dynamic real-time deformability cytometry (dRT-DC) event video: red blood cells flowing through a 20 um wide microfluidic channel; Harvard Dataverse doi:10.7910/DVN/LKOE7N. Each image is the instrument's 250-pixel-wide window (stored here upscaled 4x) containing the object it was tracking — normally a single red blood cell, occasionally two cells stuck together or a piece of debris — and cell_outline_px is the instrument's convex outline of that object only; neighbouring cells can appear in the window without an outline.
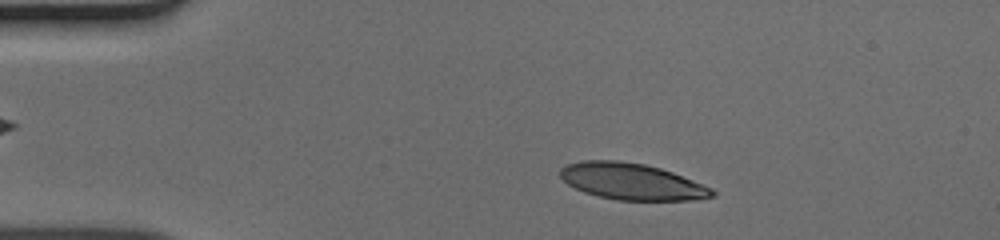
{"species": "human", "species_latin": "Homo sapiens", "temperature_condition": "cold", "stored_images_in_passage": 41, "camera_frame_rate_fps": 3000, "um_per_image_px": 0.085, "donor": {"sex": "male"}, "frame": {"image": 1, "passage_image": 6, "time_ms": 1.667, "image_size_px": [1000, 240], "cell_outline_px": [[716, 196], [688, 200], [616, 200], [584, 192], [568, 184], [560, 176], [560, 168], [564, 164], [584, 160], [616, 160], [644, 164], [660, 168], [672, 172], [712, 188], [716, 192]], "centroid_in_image_um": [53.68, 15.42], "position_along_channel_um": 31.3, "area_um2": 32.14}}
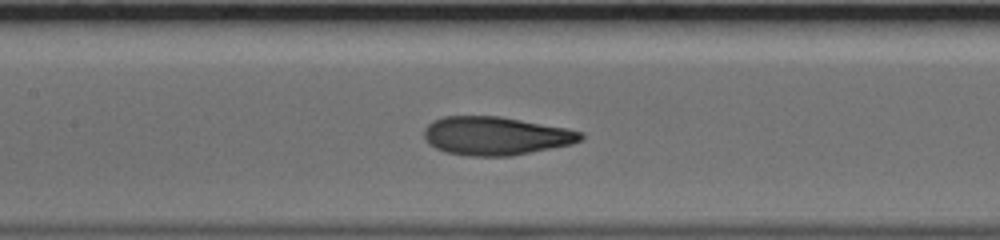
{"frame": {"image": 2, "passage_image": 20, "time_ms": 6.333, "image_size_px": [1000, 240], "cell_outline_px": [[584, 140], [572, 144], [512, 156], [468, 156], [444, 152], [428, 144], [424, 140], [424, 128], [432, 120], [444, 116], [500, 116], [568, 128], [584, 132]], "centroid_in_image_um": [42.14, 11.55], "position_along_channel_um": 165.3, "area_um2": 35.55}}
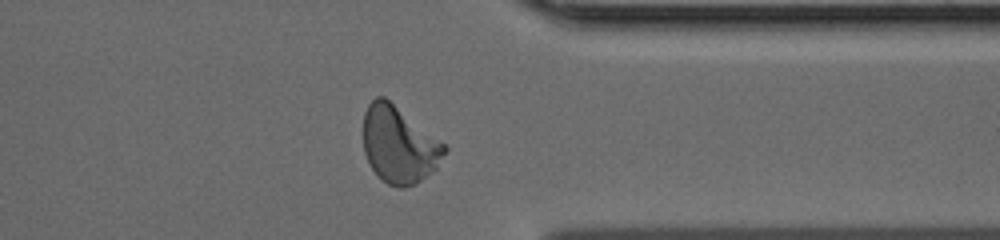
{"frame": {"image": 3, "passage_image": 36, "time_ms": 11.667, "image_size_px": [1000, 240], "cell_outline_px": [[448, 148], [436, 168], [432, 172], [416, 184], [404, 188], [396, 188], [380, 180], [376, 176], [364, 152], [364, 112], [368, 104], [376, 96], [384, 96], [444, 144]], "centroid_in_image_um": [33.89, 12.34], "position_along_channel_um": 377.5, "area_um2": 36.13}}